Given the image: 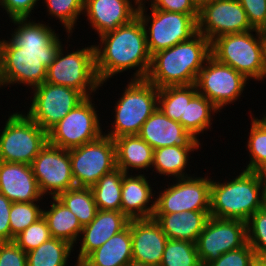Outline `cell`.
Returning <instances> with one entry per match:
<instances>
[{"label":"cell","instance_id":"1","mask_svg":"<svg viewBox=\"0 0 266 266\" xmlns=\"http://www.w3.org/2000/svg\"><path fill=\"white\" fill-rule=\"evenodd\" d=\"M11 21L18 27L9 41L3 40V82L6 86L27 84L33 89L46 81L47 68L55 60L63 44L55 30L48 25L31 22L27 18Z\"/></svg>","mask_w":266,"mask_h":266},{"label":"cell","instance_id":"2","mask_svg":"<svg viewBox=\"0 0 266 266\" xmlns=\"http://www.w3.org/2000/svg\"><path fill=\"white\" fill-rule=\"evenodd\" d=\"M99 38L101 47L94 45V48L95 70L101 84L113 75L135 67L138 70L133 79L146 78L151 55L147 48L144 27L138 16Z\"/></svg>","mask_w":266,"mask_h":266},{"label":"cell","instance_id":"3","mask_svg":"<svg viewBox=\"0 0 266 266\" xmlns=\"http://www.w3.org/2000/svg\"><path fill=\"white\" fill-rule=\"evenodd\" d=\"M211 56V42L197 32L189 40L151 55L146 80L158 89L195 84L199 71Z\"/></svg>","mask_w":266,"mask_h":266},{"label":"cell","instance_id":"4","mask_svg":"<svg viewBox=\"0 0 266 266\" xmlns=\"http://www.w3.org/2000/svg\"><path fill=\"white\" fill-rule=\"evenodd\" d=\"M242 171L231 181L211 180V217L247 222L266 205L265 173Z\"/></svg>","mask_w":266,"mask_h":266},{"label":"cell","instance_id":"5","mask_svg":"<svg viewBox=\"0 0 266 266\" xmlns=\"http://www.w3.org/2000/svg\"><path fill=\"white\" fill-rule=\"evenodd\" d=\"M251 32H256V36ZM211 56L218 62L231 66L248 80H264L266 63L260 30L226 34L211 42Z\"/></svg>","mask_w":266,"mask_h":266},{"label":"cell","instance_id":"6","mask_svg":"<svg viewBox=\"0 0 266 266\" xmlns=\"http://www.w3.org/2000/svg\"><path fill=\"white\" fill-rule=\"evenodd\" d=\"M116 103L113 130L104 135L112 139L138 135L143 123L158 108V88L146 79H132Z\"/></svg>","mask_w":266,"mask_h":266},{"label":"cell","instance_id":"7","mask_svg":"<svg viewBox=\"0 0 266 266\" xmlns=\"http://www.w3.org/2000/svg\"><path fill=\"white\" fill-rule=\"evenodd\" d=\"M0 133V161L31 165L48 143V132L27 114L13 113Z\"/></svg>","mask_w":266,"mask_h":266},{"label":"cell","instance_id":"8","mask_svg":"<svg viewBox=\"0 0 266 266\" xmlns=\"http://www.w3.org/2000/svg\"><path fill=\"white\" fill-rule=\"evenodd\" d=\"M146 9L145 6L138 8L137 16L143 24L150 55L189 40L197 33L199 14H184L151 8L152 15L149 16L146 15ZM149 22H151L150 26H148Z\"/></svg>","mask_w":266,"mask_h":266},{"label":"cell","instance_id":"9","mask_svg":"<svg viewBox=\"0 0 266 266\" xmlns=\"http://www.w3.org/2000/svg\"><path fill=\"white\" fill-rule=\"evenodd\" d=\"M45 82L71 87L80 91L85 97H91V93L103 86L95 70L94 45L67 53L65 56L62 46L55 60L47 68Z\"/></svg>","mask_w":266,"mask_h":266},{"label":"cell","instance_id":"10","mask_svg":"<svg viewBox=\"0 0 266 266\" xmlns=\"http://www.w3.org/2000/svg\"><path fill=\"white\" fill-rule=\"evenodd\" d=\"M92 97H86L48 131V143L70 150L97 140L103 134Z\"/></svg>","mask_w":266,"mask_h":266},{"label":"cell","instance_id":"11","mask_svg":"<svg viewBox=\"0 0 266 266\" xmlns=\"http://www.w3.org/2000/svg\"><path fill=\"white\" fill-rule=\"evenodd\" d=\"M69 155L77 187H91L117 168L115 141L104 134L95 141L70 149Z\"/></svg>","mask_w":266,"mask_h":266},{"label":"cell","instance_id":"12","mask_svg":"<svg viewBox=\"0 0 266 266\" xmlns=\"http://www.w3.org/2000/svg\"><path fill=\"white\" fill-rule=\"evenodd\" d=\"M33 89L34 97L27 115L46 132L86 98L74 88L47 82Z\"/></svg>","mask_w":266,"mask_h":266},{"label":"cell","instance_id":"13","mask_svg":"<svg viewBox=\"0 0 266 266\" xmlns=\"http://www.w3.org/2000/svg\"><path fill=\"white\" fill-rule=\"evenodd\" d=\"M247 78L231 66L218 62L210 56L199 71L196 87L214 106L221 110L237 101L247 84Z\"/></svg>","mask_w":266,"mask_h":266},{"label":"cell","instance_id":"14","mask_svg":"<svg viewBox=\"0 0 266 266\" xmlns=\"http://www.w3.org/2000/svg\"><path fill=\"white\" fill-rule=\"evenodd\" d=\"M211 179L186 177L177 179L155 198L154 214H172L183 211H210Z\"/></svg>","mask_w":266,"mask_h":266},{"label":"cell","instance_id":"15","mask_svg":"<svg viewBox=\"0 0 266 266\" xmlns=\"http://www.w3.org/2000/svg\"><path fill=\"white\" fill-rule=\"evenodd\" d=\"M247 243L246 222L209 217L196 241L202 266L217 260L222 254Z\"/></svg>","mask_w":266,"mask_h":266},{"label":"cell","instance_id":"16","mask_svg":"<svg viewBox=\"0 0 266 266\" xmlns=\"http://www.w3.org/2000/svg\"><path fill=\"white\" fill-rule=\"evenodd\" d=\"M254 30L238 0H209L199 7L197 32L210 42L226 34Z\"/></svg>","mask_w":266,"mask_h":266},{"label":"cell","instance_id":"17","mask_svg":"<svg viewBox=\"0 0 266 266\" xmlns=\"http://www.w3.org/2000/svg\"><path fill=\"white\" fill-rule=\"evenodd\" d=\"M31 167L42 195L49 193L52 197H57L76 187L69 150L47 143L34 158Z\"/></svg>","mask_w":266,"mask_h":266},{"label":"cell","instance_id":"18","mask_svg":"<svg viewBox=\"0 0 266 266\" xmlns=\"http://www.w3.org/2000/svg\"><path fill=\"white\" fill-rule=\"evenodd\" d=\"M138 136L154 150L166 146L199 148L200 139L193 136L179 123L168 118L158 107L143 123Z\"/></svg>","mask_w":266,"mask_h":266},{"label":"cell","instance_id":"19","mask_svg":"<svg viewBox=\"0 0 266 266\" xmlns=\"http://www.w3.org/2000/svg\"><path fill=\"white\" fill-rule=\"evenodd\" d=\"M132 261L159 266L167 243V236L153 219H130Z\"/></svg>","mask_w":266,"mask_h":266},{"label":"cell","instance_id":"20","mask_svg":"<svg viewBox=\"0 0 266 266\" xmlns=\"http://www.w3.org/2000/svg\"><path fill=\"white\" fill-rule=\"evenodd\" d=\"M0 193L12 203L37 202L43 197L31 165L3 161H0Z\"/></svg>","mask_w":266,"mask_h":266},{"label":"cell","instance_id":"21","mask_svg":"<svg viewBox=\"0 0 266 266\" xmlns=\"http://www.w3.org/2000/svg\"><path fill=\"white\" fill-rule=\"evenodd\" d=\"M130 0H84V13L99 36L129 23L137 16Z\"/></svg>","mask_w":266,"mask_h":266},{"label":"cell","instance_id":"22","mask_svg":"<svg viewBox=\"0 0 266 266\" xmlns=\"http://www.w3.org/2000/svg\"><path fill=\"white\" fill-rule=\"evenodd\" d=\"M130 219L121 211L98 210L95 218L82 228V239L76 265L113 235L124 230Z\"/></svg>","mask_w":266,"mask_h":266},{"label":"cell","instance_id":"23","mask_svg":"<svg viewBox=\"0 0 266 266\" xmlns=\"http://www.w3.org/2000/svg\"><path fill=\"white\" fill-rule=\"evenodd\" d=\"M124 173L121 189V212L129 219L152 218L155 210V201L150 206L152 188L149 180L143 174L136 176Z\"/></svg>","mask_w":266,"mask_h":266},{"label":"cell","instance_id":"24","mask_svg":"<svg viewBox=\"0 0 266 266\" xmlns=\"http://www.w3.org/2000/svg\"><path fill=\"white\" fill-rule=\"evenodd\" d=\"M210 217V211H183L172 214H153L168 239L196 243Z\"/></svg>","mask_w":266,"mask_h":266},{"label":"cell","instance_id":"25","mask_svg":"<svg viewBox=\"0 0 266 266\" xmlns=\"http://www.w3.org/2000/svg\"><path fill=\"white\" fill-rule=\"evenodd\" d=\"M132 236L128 226L91 252L78 266H129L132 263Z\"/></svg>","mask_w":266,"mask_h":266},{"label":"cell","instance_id":"26","mask_svg":"<svg viewBox=\"0 0 266 266\" xmlns=\"http://www.w3.org/2000/svg\"><path fill=\"white\" fill-rule=\"evenodd\" d=\"M116 146V166L124 173L129 169L152 167L153 148L138 135H124L114 139Z\"/></svg>","mask_w":266,"mask_h":266},{"label":"cell","instance_id":"27","mask_svg":"<svg viewBox=\"0 0 266 266\" xmlns=\"http://www.w3.org/2000/svg\"><path fill=\"white\" fill-rule=\"evenodd\" d=\"M51 209L43 210L51 237L64 240L74 246L81 236L82 226L76 217L57 197H52Z\"/></svg>","mask_w":266,"mask_h":266},{"label":"cell","instance_id":"28","mask_svg":"<svg viewBox=\"0 0 266 266\" xmlns=\"http://www.w3.org/2000/svg\"><path fill=\"white\" fill-rule=\"evenodd\" d=\"M219 110L204 95L198 93L195 84L186 85V110L185 130L196 138L201 132L209 129L211 123V112Z\"/></svg>","mask_w":266,"mask_h":266},{"label":"cell","instance_id":"29","mask_svg":"<svg viewBox=\"0 0 266 266\" xmlns=\"http://www.w3.org/2000/svg\"><path fill=\"white\" fill-rule=\"evenodd\" d=\"M124 172L116 168L90 187L98 210L121 211V189Z\"/></svg>","mask_w":266,"mask_h":266},{"label":"cell","instance_id":"30","mask_svg":"<svg viewBox=\"0 0 266 266\" xmlns=\"http://www.w3.org/2000/svg\"><path fill=\"white\" fill-rule=\"evenodd\" d=\"M199 148H181L178 146H166L153 150L152 166L156 172L165 176L175 178L190 177L185 171L191 151Z\"/></svg>","mask_w":266,"mask_h":266},{"label":"cell","instance_id":"31","mask_svg":"<svg viewBox=\"0 0 266 266\" xmlns=\"http://www.w3.org/2000/svg\"><path fill=\"white\" fill-rule=\"evenodd\" d=\"M72 249L68 242L51 237L27 253V266H66Z\"/></svg>","mask_w":266,"mask_h":266},{"label":"cell","instance_id":"32","mask_svg":"<svg viewBox=\"0 0 266 266\" xmlns=\"http://www.w3.org/2000/svg\"><path fill=\"white\" fill-rule=\"evenodd\" d=\"M57 198L78 218L82 227L88 225L98 211L90 187H73Z\"/></svg>","mask_w":266,"mask_h":266},{"label":"cell","instance_id":"33","mask_svg":"<svg viewBox=\"0 0 266 266\" xmlns=\"http://www.w3.org/2000/svg\"><path fill=\"white\" fill-rule=\"evenodd\" d=\"M251 118L252 123L247 142L251 157L244 170L266 173V121L263 118Z\"/></svg>","mask_w":266,"mask_h":266},{"label":"cell","instance_id":"34","mask_svg":"<svg viewBox=\"0 0 266 266\" xmlns=\"http://www.w3.org/2000/svg\"><path fill=\"white\" fill-rule=\"evenodd\" d=\"M158 107L168 118L179 122L185 129L186 85L159 88Z\"/></svg>","mask_w":266,"mask_h":266},{"label":"cell","instance_id":"35","mask_svg":"<svg viewBox=\"0 0 266 266\" xmlns=\"http://www.w3.org/2000/svg\"><path fill=\"white\" fill-rule=\"evenodd\" d=\"M159 266H202L196 243L168 239Z\"/></svg>","mask_w":266,"mask_h":266},{"label":"cell","instance_id":"36","mask_svg":"<svg viewBox=\"0 0 266 266\" xmlns=\"http://www.w3.org/2000/svg\"><path fill=\"white\" fill-rule=\"evenodd\" d=\"M43 216V210L34 202H14L10 210L11 242L22 231Z\"/></svg>","mask_w":266,"mask_h":266},{"label":"cell","instance_id":"37","mask_svg":"<svg viewBox=\"0 0 266 266\" xmlns=\"http://www.w3.org/2000/svg\"><path fill=\"white\" fill-rule=\"evenodd\" d=\"M49 14L66 28L68 35L74 30L79 15L84 14V0H44Z\"/></svg>","mask_w":266,"mask_h":266},{"label":"cell","instance_id":"38","mask_svg":"<svg viewBox=\"0 0 266 266\" xmlns=\"http://www.w3.org/2000/svg\"><path fill=\"white\" fill-rule=\"evenodd\" d=\"M247 243L257 259L266 260V205L246 222Z\"/></svg>","mask_w":266,"mask_h":266},{"label":"cell","instance_id":"39","mask_svg":"<svg viewBox=\"0 0 266 266\" xmlns=\"http://www.w3.org/2000/svg\"><path fill=\"white\" fill-rule=\"evenodd\" d=\"M51 238L46 219L42 216L14 238V242L26 253L36 249Z\"/></svg>","mask_w":266,"mask_h":266},{"label":"cell","instance_id":"40","mask_svg":"<svg viewBox=\"0 0 266 266\" xmlns=\"http://www.w3.org/2000/svg\"><path fill=\"white\" fill-rule=\"evenodd\" d=\"M256 256L252 247L246 243L239 249L222 254L206 266H253Z\"/></svg>","mask_w":266,"mask_h":266},{"label":"cell","instance_id":"41","mask_svg":"<svg viewBox=\"0 0 266 266\" xmlns=\"http://www.w3.org/2000/svg\"><path fill=\"white\" fill-rule=\"evenodd\" d=\"M253 29H266V0H238Z\"/></svg>","mask_w":266,"mask_h":266},{"label":"cell","instance_id":"42","mask_svg":"<svg viewBox=\"0 0 266 266\" xmlns=\"http://www.w3.org/2000/svg\"><path fill=\"white\" fill-rule=\"evenodd\" d=\"M0 266H27V253L14 241L0 242Z\"/></svg>","mask_w":266,"mask_h":266},{"label":"cell","instance_id":"43","mask_svg":"<svg viewBox=\"0 0 266 266\" xmlns=\"http://www.w3.org/2000/svg\"><path fill=\"white\" fill-rule=\"evenodd\" d=\"M150 6L168 12L199 14V7L193 0H154Z\"/></svg>","mask_w":266,"mask_h":266},{"label":"cell","instance_id":"44","mask_svg":"<svg viewBox=\"0 0 266 266\" xmlns=\"http://www.w3.org/2000/svg\"><path fill=\"white\" fill-rule=\"evenodd\" d=\"M39 0H0L10 19L30 18V13Z\"/></svg>","mask_w":266,"mask_h":266},{"label":"cell","instance_id":"45","mask_svg":"<svg viewBox=\"0 0 266 266\" xmlns=\"http://www.w3.org/2000/svg\"><path fill=\"white\" fill-rule=\"evenodd\" d=\"M12 202L0 193V242H11L10 210Z\"/></svg>","mask_w":266,"mask_h":266},{"label":"cell","instance_id":"46","mask_svg":"<svg viewBox=\"0 0 266 266\" xmlns=\"http://www.w3.org/2000/svg\"><path fill=\"white\" fill-rule=\"evenodd\" d=\"M2 46H3V40H0V87L4 86L3 75H2Z\"/></svg>","mask_w":266,"mask_h":266},{"label":"cell","instance_id":"47","mask_svg":"<svg viewBox=\"0 0 266 266\" xmlns=\"http://www.w3.org/2000/svg\"><path fill=\"white\" fill-rule=\"evenodd\" d=\"M261 35H262L263 44H264V59L266 63V29L261 30Z\"/></svg>","mask_w":266,"mask_h":266},{"label":"cell","instance_id":"48","mask_svg":"<svg viewBox=\"0 0 266 266\" xmlns=\"http://www.w3.org/2000/svg\"><path fill=\"white\" fill-rule=\"evenodd\" d=\"M134 1V5L135 7L137 8H141V7H144V3L146 2V0H133ZM144 1V2H143ZM148 1V0H147ZM151 1V0H150ZM154 0H152L151 2H153Z\"/></svg>","mask_w":266,"mask_h":266},{"label":"cell","instance_id":"49","mask_svg":"<svg viewBox=\"0 0 266 266\" xmlns=\"http://www.w3.org/2000/svg\"><path fill=\"white\" fill-rule=\"evenodd\" d=\"M253 266H266V260L256 259Z\"/></svg>","mask_w":266,"mask_h":266},{"label":"cell","instance_id":"50","mask_svg":"<svg viewBox=\"0 0 266 266\" xmlns=\"http://www.w3.org/2000/svg\"><path fill=\"white\" fill-rule=\"evenodd\" d=\"M195 4L200 7L202 4L208 2L209 0H193Z\"/></svg>","mask_w":266,"mask_h":266},{"label":"cell","instance_id":"51","mask_svg":"<svg viewBox=\"0 0 266 266\" xmlns=\"http://www.w3.org/2000/svg\"><path fill=\"white\" fill-rule=\"evenodd\" d=\"M129 266H153V265H148V264H141V263L132 262Z\"/></svg>","mask_w":266,"mask_h":266},{"label":"cell","instance_id":"52","mask_svg":"<svg viewBox=\"0 0 266 266\" xmlns=\"http://www.w3.org/2000/svg\"><path fill=\"white\" fill-rule=\"evenodd\" d=\"M265 121H266V113H265V115H263V117H262Z\"/></svg>","mask_w":266,"mask_h":266}]
</instances>
